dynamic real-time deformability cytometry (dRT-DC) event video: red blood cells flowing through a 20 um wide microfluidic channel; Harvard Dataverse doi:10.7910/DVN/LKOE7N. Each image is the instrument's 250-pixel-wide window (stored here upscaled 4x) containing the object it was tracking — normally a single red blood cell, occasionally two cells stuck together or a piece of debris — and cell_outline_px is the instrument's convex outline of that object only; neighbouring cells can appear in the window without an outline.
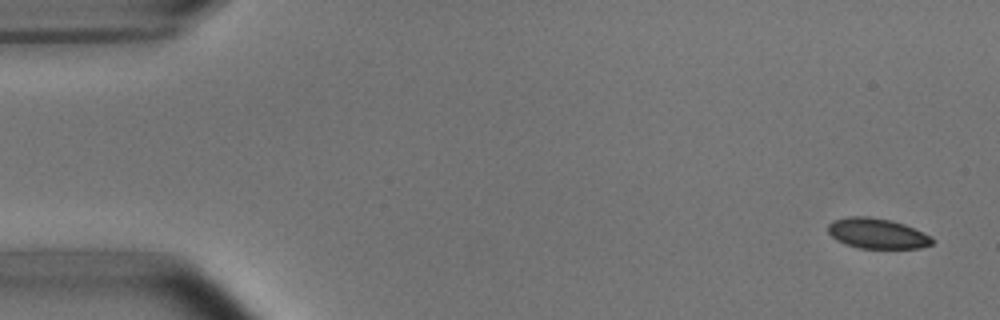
{"species": "common noctule bat (a hibernating species)", "species_latin": "Nyctalus noctula", "temperature_condition": "room temperature", "stored_images_in_passage": 4, "camera_frame_rate_fps": 3000, "um_per_image_px": 0.085, "animal": {"sex": "male", "body_mass_g": 15.6}, "frame": {"image": 1, "passage_image": 1, "time_ms": 0.0, "image_size_px": [1000, 320], "cell_outline_px": [[932, 244], [920, 248], [860, 248], [844, 244], [836, 240], [828, 232], [828, 224], [832, 220], [848, 216], [868, 216], [892, 220], [904, 224], [932, 236]], "centroid_in_image_um": [74.53, 19.83], "position_along_channel_um": 10.5, "area_um2": 18.5}}